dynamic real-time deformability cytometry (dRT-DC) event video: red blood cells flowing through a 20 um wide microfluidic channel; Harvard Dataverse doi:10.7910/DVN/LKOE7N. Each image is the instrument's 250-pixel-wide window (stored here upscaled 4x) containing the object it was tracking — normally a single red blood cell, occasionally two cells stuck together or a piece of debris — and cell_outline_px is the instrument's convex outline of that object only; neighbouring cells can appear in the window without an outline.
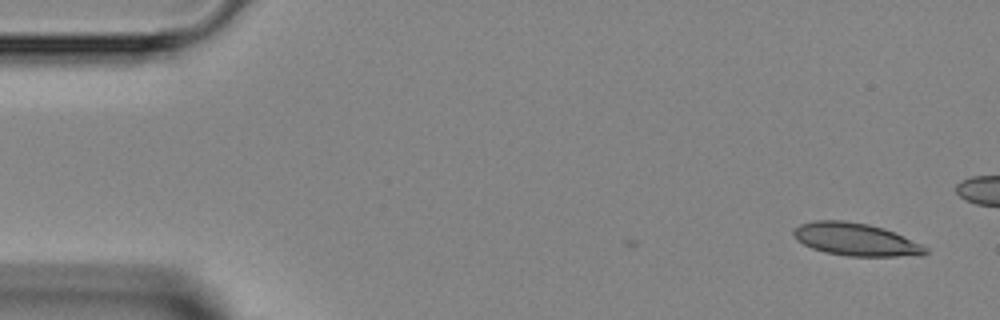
{"species": "Egyptian fruit bat (a non-hibernating species)", "species_latin": "Rousettus aegyptiacus", "temperature_condition": "room temperature", "stored_images_in_passage": 2, "camera_frame_rate_fps": 3000, "um_per_image_px": 0.085, "animal": {"sex": "female"}, "frame": {"image": 1, "passage_image": 2, "time_ms": 1.333, "image_size_px": [1000, 320], "cell_outline_px": [[928, 252], [920, 256], [848, 256], [824, 252], [812, 248], [796, 240], [792, 232], [800, 224], [812, 220], [844, 220], [868, 224], [884, 228], [896, 232], [928, 248]], "centroid_in_image_um": [72.74, 20.35], "position_along_channel_um": 12.3, "area_um2": 25.26}}